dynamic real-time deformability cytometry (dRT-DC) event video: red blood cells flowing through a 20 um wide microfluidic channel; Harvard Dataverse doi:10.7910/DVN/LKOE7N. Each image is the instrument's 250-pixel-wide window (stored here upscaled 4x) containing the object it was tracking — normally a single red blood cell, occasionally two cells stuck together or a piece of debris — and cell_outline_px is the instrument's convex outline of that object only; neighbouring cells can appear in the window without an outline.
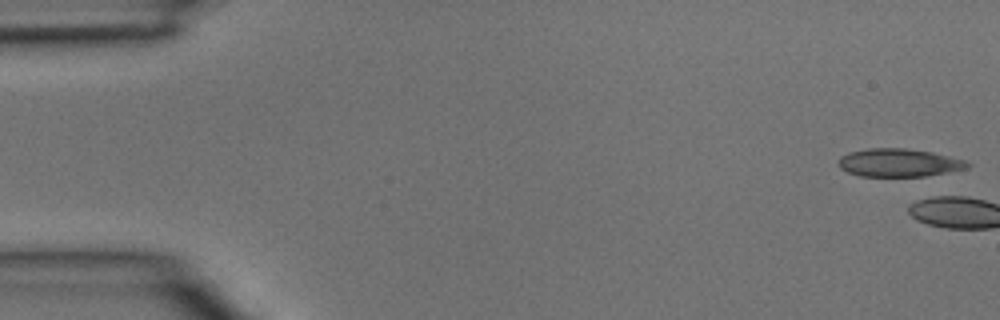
{"species": "common noctule bat (a hibernating species)", "species_latin": "Nyctalus noctula", "temperature_condition": "room temperature", "stored_images_in_passage": 3, "camera_frame_rate_fps": 3000, "um_per_image_px": 0.085, "animal": {"sex": "male", "body_mass_g": 15.6}, "frame": {"image": 1, "passage_image": 1, "time_ms": 0.0, "image_size_px": [1000, 320], "cell_outline_px": [[972, 164], [968, 168], [948, 172], [924, 176], [860, 176], [848, 172], [840, 168], [840, 156], [848, 152], [868, 148], [904, 148], [932, 152], [964, 160]], "centroid_in_image_um": [76.41, 13.83], "position_along_channel_um": 8.6, "area_um2": 20.98}}